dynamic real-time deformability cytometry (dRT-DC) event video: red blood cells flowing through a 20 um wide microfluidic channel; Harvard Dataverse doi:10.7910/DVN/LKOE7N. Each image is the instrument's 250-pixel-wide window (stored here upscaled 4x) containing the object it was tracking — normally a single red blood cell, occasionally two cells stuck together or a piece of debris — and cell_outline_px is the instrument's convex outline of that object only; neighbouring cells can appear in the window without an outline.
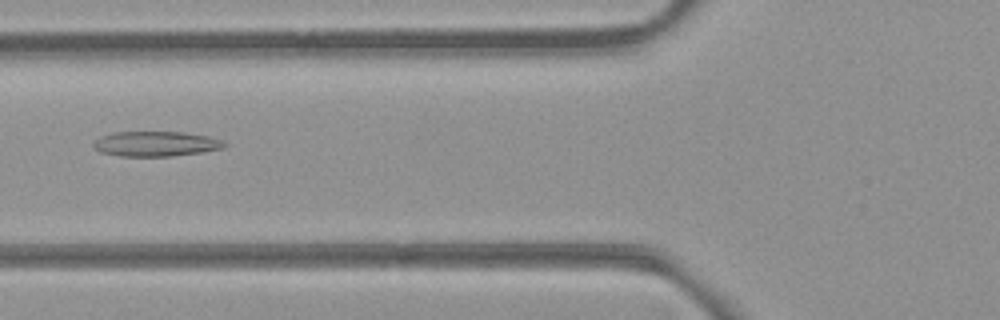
{"species": "common noctule bat (a hibernating species)", "species_latin": "Nyctalus noctula", "temperature_condition": "room temperature", "stored_images_in_passage": 37, "camera_frame_rate_fps": 3000, "um_per_image_px": 0.085, "animal": {"sex": "female", "body_mass_g": 21.9}, "frame": {"image": 1, "passage_image": 4, "time_ms": 1.0, "image_size_px": [1000, 320], "cell_outline_px": [[228, 144], [224, 148], [200, 152], [172, 156], [120, 156], [100, 152], [92, 144], [100, 136], [112, 132], [184, 132], [208, 136], [224, 140]], "centroid_in_image_um": [13.27, 12.22], "position_along_channel_um": 112.5, "area_um2": 19.13}}
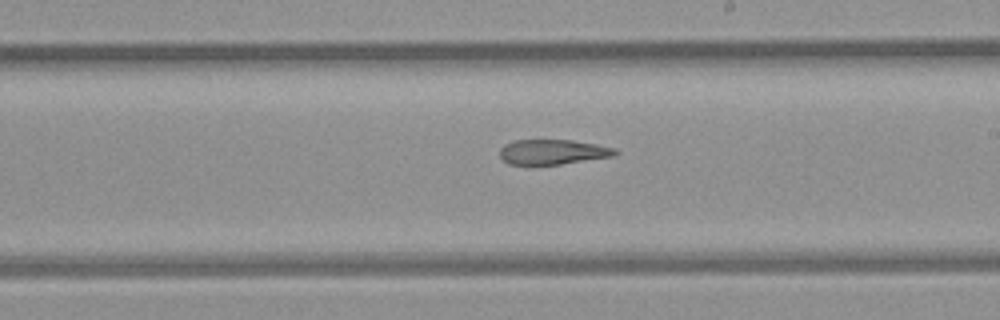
{"frame": {"image": 2, "passage_image": 14, "time_ms": 4.333, "image_size_px": [1000, 320], "cell_outline_px": [[620, 152], [616, 156], [560, 164], [508, 164], [500, 156], [500, 148], [504, 144], [516, 140], [572, 140], [596, 144], [616, 148]], "centroid_in_image_um": [47.03, 12.91], "position_along_channel_um": 242.0, "area_um2": 16.82}}
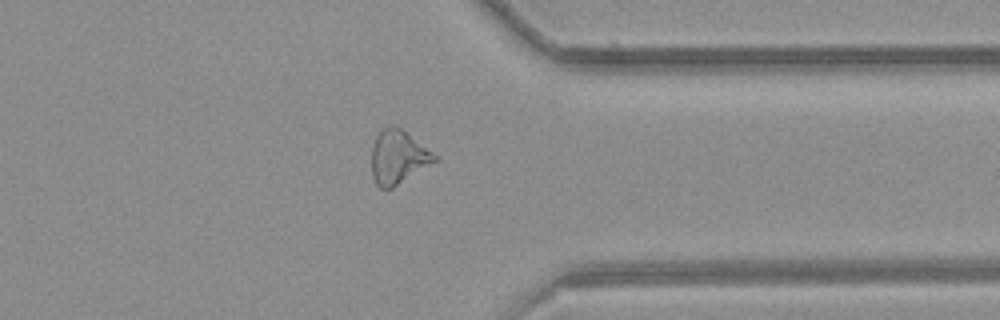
{"frame": {"image": 3, "passage_image": 25, "time_ms": 8.0, "image_size_px": [1000, 320], "cell_outline_px": [[436, 160], [392, 188], [380, 188], [376, 184], [372, 176], [372, 148], [376, 136], [388, 124], [392, 124], [400, 128], [432, 152], [436, 156]], "centroid_in_image_um": [33.79, 13.34], "position_along_channel_um": 377.6, "area_um2": 19.13}}